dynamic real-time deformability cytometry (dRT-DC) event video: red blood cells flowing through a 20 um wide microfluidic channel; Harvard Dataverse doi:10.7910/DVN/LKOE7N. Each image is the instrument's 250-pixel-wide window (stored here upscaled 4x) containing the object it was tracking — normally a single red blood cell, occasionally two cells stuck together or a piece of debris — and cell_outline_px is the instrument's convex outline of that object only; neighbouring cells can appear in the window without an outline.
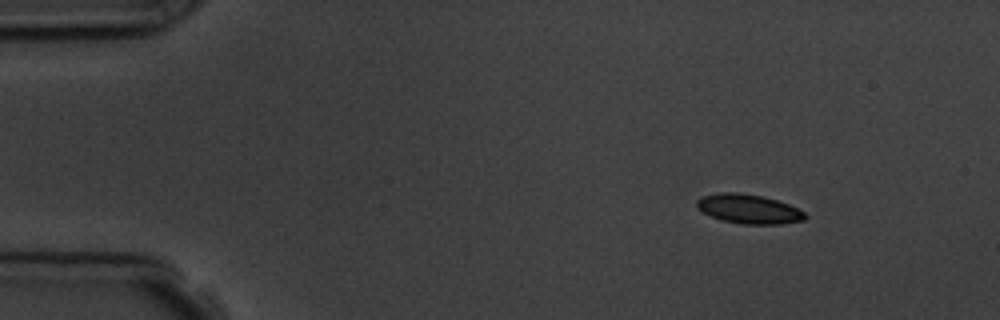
{"species": "common noctule bat (a hibernating species)", "species_latin": "Nyctalus noctula", "temperature_condition": "room temperature", "stored_images_in_passage": 3, "camera_frame_rate_fps": 3000, "um_per_image_px": 0.085, "animal": {"sex": "male", "body_mass_g": 19.5, "forearm_length_mm": 54.6}, "frame": {"image": 1, "passage_image": 1, "time_ms": 0.0, "image_size_px": [1000, 320], "cell_outline_px": [[808, 216], [804, 220], [780, 224], [744, 224], [720, 220], [696, 208], [696, 200], [700, 196], [720, 192], [736, 192], [764, 196], [788, 204], [804, 212]], "centroid_in_image_um": [63.61, 17.75], "position_along_channel_um": 21.4, "area_um2": 18.55}}
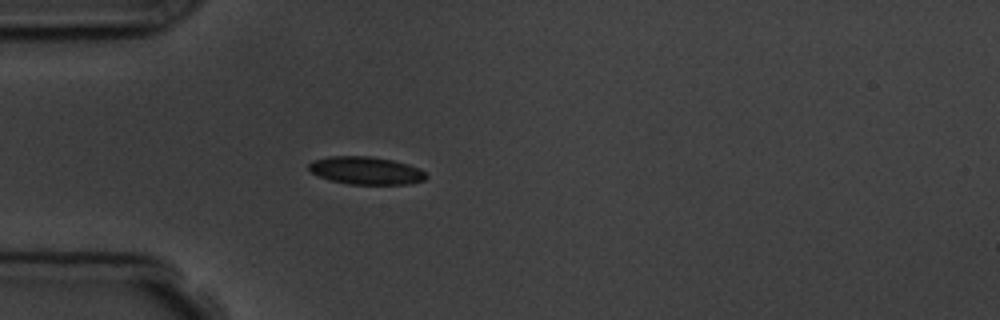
{"frame": {"image": 2, "passage_image": 3, "time_ms": 3.0, "image_size_px": [1000, 320], "cell_outline_px": [[428, 176], [424, 180], [408, 184], [348, 184], [332, 180], [320, 176], [312, 172], [308, 168], [308, 164], [312, 160], [328, 156], [368, 156], [392, 160], [408, 164], [420, 168]], "centroid_in_image_um": [31.11, 14.49], "position_along_channel_um": 53.9, "area_um2": 18.9}}